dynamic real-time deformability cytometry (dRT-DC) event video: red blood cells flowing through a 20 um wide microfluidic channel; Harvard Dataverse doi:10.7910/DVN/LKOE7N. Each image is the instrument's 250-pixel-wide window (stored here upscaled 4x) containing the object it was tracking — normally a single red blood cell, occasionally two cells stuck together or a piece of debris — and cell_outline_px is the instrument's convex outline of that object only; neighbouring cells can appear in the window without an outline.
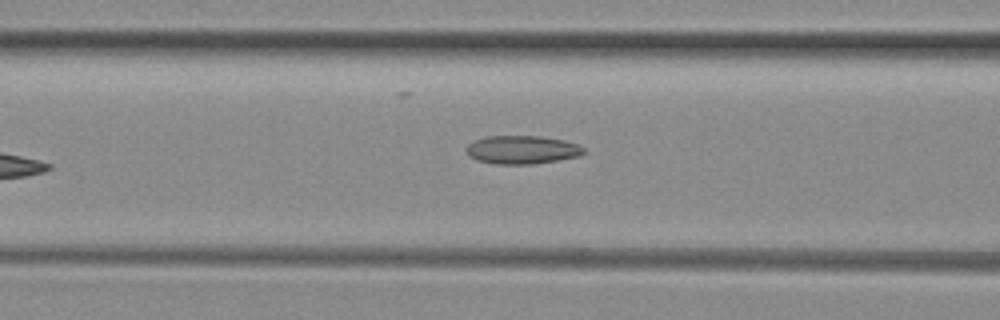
{"species": "common noctule bat (a hibernating species)", "species_latin": "Nyctalus noctula", "temperature_condition": "room temperature", "stored_images_in_passage": 6, "camera_frame_rate_fps": 3000, "um_per_image_px": 0.085, "animal": {"sex": "female", "body_mass_g": 29.2, "forearm_length_mm": 56.3}, "frame": {"image": 1, "passage_image": 6, "time_ms": 1.667, "image_size_px": [1000, 320], "cell_outline_px": [[584, 152], [580, 156], [532, 164], [496, 164], [476, 160], [468, 156], [464, 148], [468, 144], [476, 140], [488, 136], [540, 136], [564, 140], [576, 144], [584, 148]], "centroid_in_image_um": [44.33, 12.73], "position_along_channel_um": 122.3, "area_um2": 19.36}}